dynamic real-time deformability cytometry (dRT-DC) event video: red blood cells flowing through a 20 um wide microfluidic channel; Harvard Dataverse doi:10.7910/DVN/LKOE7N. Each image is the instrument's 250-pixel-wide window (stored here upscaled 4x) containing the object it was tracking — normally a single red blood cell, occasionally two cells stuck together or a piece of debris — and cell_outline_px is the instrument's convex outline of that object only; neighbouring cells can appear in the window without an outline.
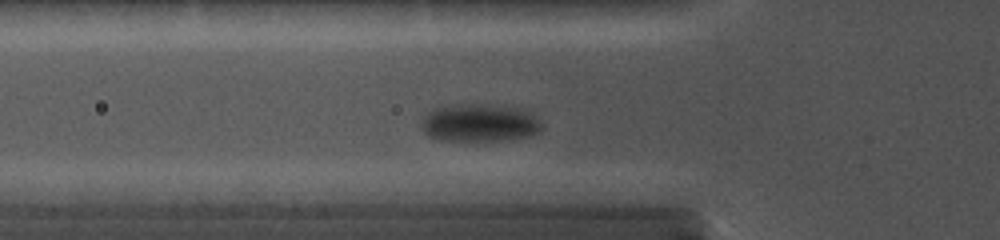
{"species": "common noctule bat (a hibernating species)", "species_latin": "Nyctalus noctula", "temperature_condition": "cold", "stored_images_in_passage": 27, "camera_frame_rate_fps": 5000, "um_per_image_px": 0.085, "animal": {"sex": "female", "body_mass_g": 19.0, "forearm_length_mm": 56.7}, "frame": {"image": 1, "passage_image": 3, "time_ms": 0.8, "image_size_px": [1000, 240], "cell_outline_px": [[544, 128], [540, 132], [532, 136], [512, 140], [440, 140], [428, 136], [420, 128], [424, 120], [432, 112], [440, 108], [512, 108], [532, 116]], "centroid_in_image_um": [40.8, 10.57], "position_along_channel_um": 85.0, "area_um2": 24.28}}
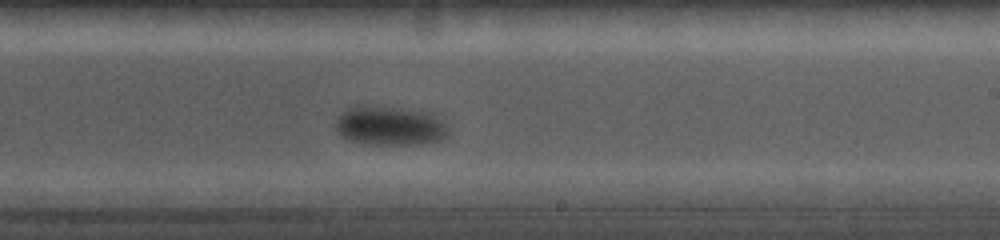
{"frame": {"image": 2, "passage_image": 13, "time_ms": 5.4, "image_size_px": [1000, 240], "cell_outline_px": [[448, 136], [440, 140], [424, 144], [364, 144], [340, 136], [336, 128], [336, 120], [340, 112], [356, 104], [368, 104], [432, 112], [444, 116], [448, 128]], "centroid_in_image_um": [33.19, 10.66], "position_along_channel_um": 255.8, "area_um2": 26.7}}
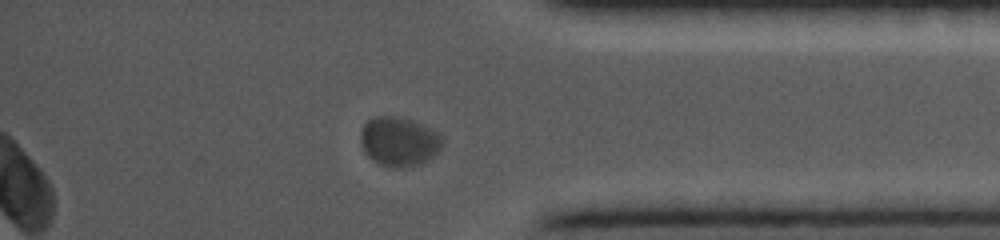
{"frame": {"image": 3, "passage_image": 22, "time_ms": 9.4, "image_size_px": [1000, 240], "cell_outline_px": [[444, 144], [428, 160], [420, 164], [404, 168], [400, 168], [380, 164], [372, 160], [364, 152], [360, 144], [360, 132], [364, 124], [368, 120], [376, 116], [400, 116], [412, 120], [432, 128], [444, 140]], "centroid_in_image_um": [33.9, 12.02], "position_along_channel_um": 401.3, "area_um2": 23.7}}